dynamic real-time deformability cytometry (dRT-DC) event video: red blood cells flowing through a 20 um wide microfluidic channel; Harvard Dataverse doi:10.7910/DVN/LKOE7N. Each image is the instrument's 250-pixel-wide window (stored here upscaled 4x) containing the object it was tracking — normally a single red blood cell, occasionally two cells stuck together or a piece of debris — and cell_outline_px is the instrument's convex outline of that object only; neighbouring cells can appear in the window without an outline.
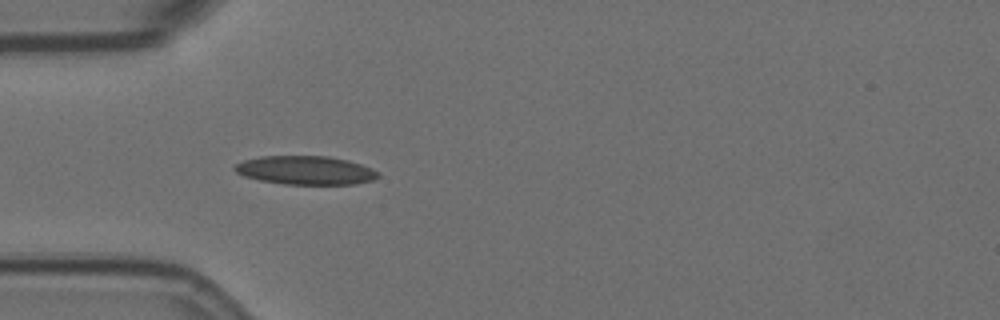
{"species": "Egyptian fruit bat (a non-hibernating species)", "species_latin": "Rousettus aegyptiacus", "temperature_condition": "room temperature", "stored_images_in_passage": 5, "camera_frame_rate_fps": 3000, "um_per_image_px": 0.085, "animal": {"sex": "female"}, "frame": {"image": 1, "passage_image": 1, "time_ms": 0.0, "image_size_px": [1000, 320], "cell_outline_px": [[380, 176], [372, 180], [356, 184], [284, 184], [260, 180], [244, 176], [236, 172], [232, 168], [236, 164], [244, 160], [260, 156], [328, 156], [348, 160], [372, 168], [380, 172]], "centroid_in_image_um": [25.98, 14.47], "position_along_channel_um": 59.0, "area_um2": 23.99}}